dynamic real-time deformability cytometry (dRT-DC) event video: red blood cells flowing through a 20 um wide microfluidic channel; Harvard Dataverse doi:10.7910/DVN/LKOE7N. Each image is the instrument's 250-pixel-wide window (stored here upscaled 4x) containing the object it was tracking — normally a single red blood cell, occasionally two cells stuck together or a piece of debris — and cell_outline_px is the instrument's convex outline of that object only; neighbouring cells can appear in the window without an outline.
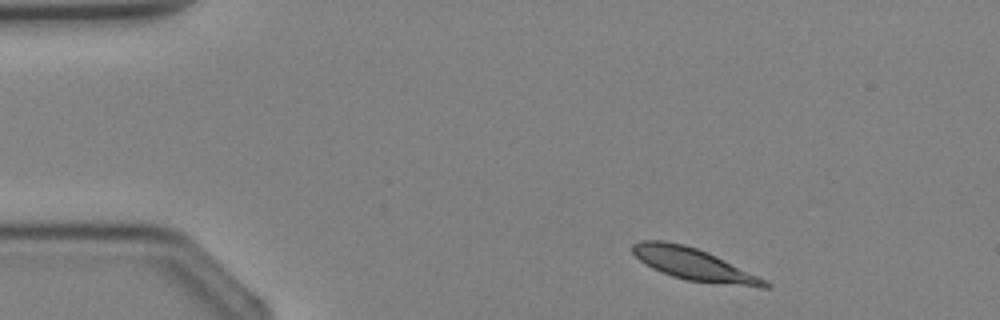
{"species": "Egyptian fruit bat (a non-hibernating species)", "species_latin": "Rousettus aegyptiacus", "temperature_condition": "cold", "stored_images_in_passage": 2, "camera_frame_rate_fps": 3000, "um_per_image_px": 0.085, "animal": {"sex": "female"}, "frame": {"image": 1, "passage_image": 1, "time_ms": 0.0, "image_size_px": [1000, 320], "cell_outline_px": [[772, 284], [768, 288], [760, 288], [688, 280], [672, 276], [660, 272], [644, 264], [632, 252], [632, 244], [640, 240], [664, 240], [684, 244], [708, 252], [768, 280]], "centroid_in_image_um": [58.99, 22.46], "position_along_channel_um": 26.0, "area_um2": 24.85}}